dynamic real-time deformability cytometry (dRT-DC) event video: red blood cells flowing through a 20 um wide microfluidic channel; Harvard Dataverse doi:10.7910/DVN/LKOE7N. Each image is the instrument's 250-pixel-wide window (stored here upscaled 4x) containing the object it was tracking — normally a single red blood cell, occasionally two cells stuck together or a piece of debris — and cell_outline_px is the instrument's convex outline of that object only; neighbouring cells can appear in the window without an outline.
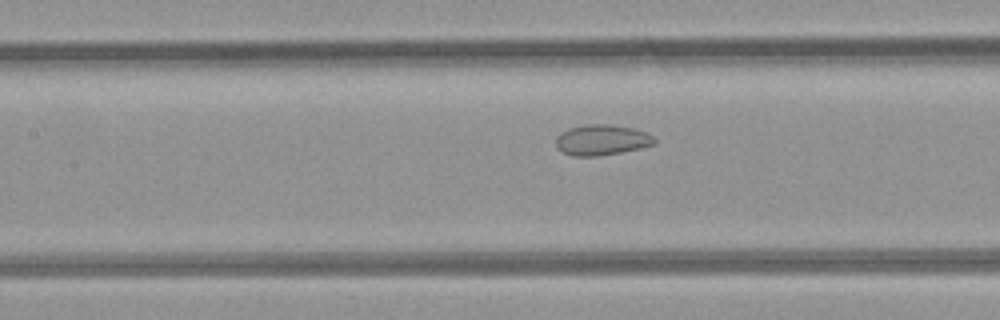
{"species": "common noctule bat (a hibernating species)", "species_latin": "Nyctalus noctula", "temperature_condition": "room temperature", "stored_images_in_passage": 38, "camera_frame_rate_fps": 3000, "um_per_image_px": 0.085, "animal": {"sex": "female", "body_mass_g": 21.9}, "frame": {"image": 1, "passage_image": 11, "time_ms": 3.333, "image_size_px": [1000, 320], "cell_outline_px": [[656, 140], [652, 144], [640, 148], [620, 152], [596, 156], [572, 156], [556, 148], [556, 136], [560, 132], [568, 128], [584, 124], [608, 124], [632, 128], [644, 132], [652, 136]], "centroid_in_image_um": [51.08, 11.89], "position_along_channel_um": 156.3, "area_um2": 17.46}}
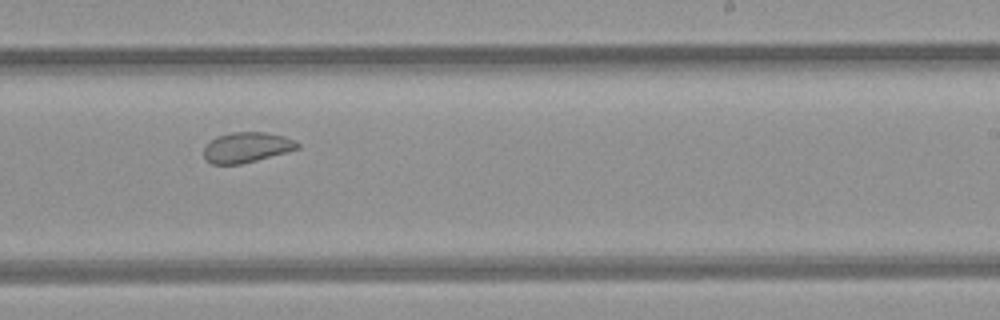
{"frame": {"image": 2, "passage_image": 19, "time_ms": 6.0, "image_size_px": [1000, 320], "cell_outline_px": [[300, 148], [256, 160], [240, 164], [212, 164], [204, 160], [204, 148], [216, 136], [232, 132], [264, 132], [284, 136], [296, 140], [300, 144]], "centroid_in_image_um": [20.97, 12.52], "position_along_channel_um": 268.0, "area_um2": 16.47}}
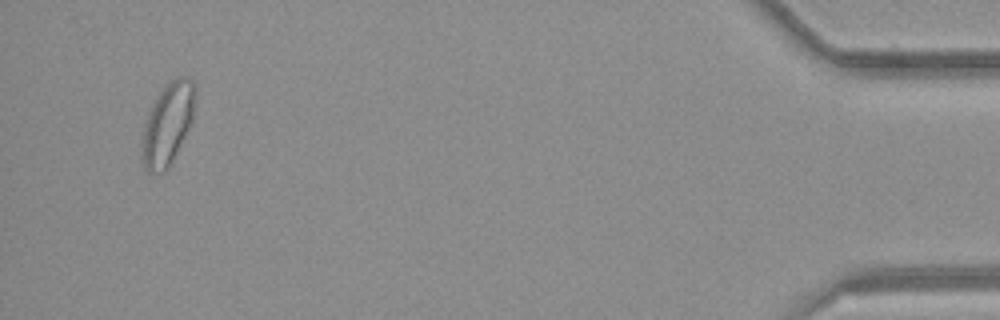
{"frame": {"image": 3, "passage_image": 36, "time_ms": 11.667, "image_size_px": [1000, 320], "cell_outline_px": [[196, 100], [192, 120], [168, 168], [164, 172], [148, 172], [140, 156], [144, 124], [152, 104], [164, 84], [176, 76], [188, 76], [196, 84]], "centroid_in_image_um": [14.26, 10.46], "position_along_channel_um": 420.9, "area_um2": 25.49}, "authors_computed_cell_mechanics": {"area_um2": 18.785, "velocity_mm_per_s": 4.2061, "shape_relaxation_time_tau1_ms": null, "shape_relaxation_time_tau2_ms": 1.8103, "deformation_change_tau1": null, "deformation_change_tau2": 0.0725}}